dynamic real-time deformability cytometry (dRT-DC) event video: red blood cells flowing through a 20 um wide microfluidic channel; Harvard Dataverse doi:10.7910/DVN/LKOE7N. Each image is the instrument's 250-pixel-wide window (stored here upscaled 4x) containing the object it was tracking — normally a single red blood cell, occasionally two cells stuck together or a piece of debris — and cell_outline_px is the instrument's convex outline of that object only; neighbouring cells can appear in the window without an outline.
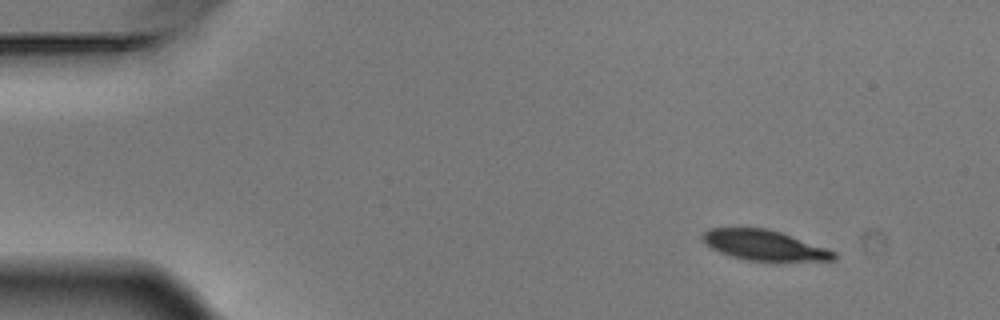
{"species": "Egyptian fruit bat (a non-hibernating species)", "species_latin": "Rousettus aegyptiacus", "temperature_condition": "warm", "stored_images_in_passage": 4, "camera_frame_rate_fps": 3000, "um_per_image_px": 0.085, "animal": {"sex": "male"}, "frame": {"image": 1, "passage_image": 1, "time_ms": 0.0, "image_size_px": [1000, 320], "cell_outline_px": [[836, 260], [744, 260], [720, 252], [712, 248], [700, 236], [700, 232], [708, 228], [768, 228], [780, 232], [836, 252]], "centroid_in_image_um": [64.9, 20.82], "position_along_channel_um": 20.1, "area_um2": 22.66}}